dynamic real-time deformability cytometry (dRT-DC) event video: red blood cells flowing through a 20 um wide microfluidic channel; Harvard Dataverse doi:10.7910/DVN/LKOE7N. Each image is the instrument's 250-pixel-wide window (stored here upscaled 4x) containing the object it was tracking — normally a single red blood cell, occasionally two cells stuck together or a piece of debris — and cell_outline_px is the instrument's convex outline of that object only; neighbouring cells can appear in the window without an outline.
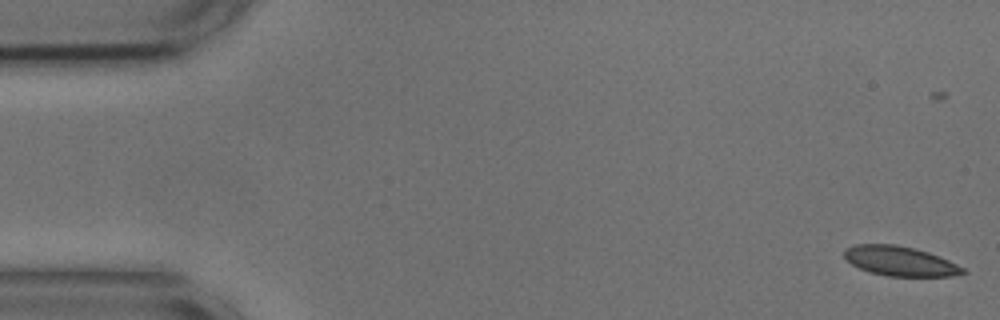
{"species": "common noctule bat (a hibernating species)", "species_latin": "Nyctalus noctula", "temperature_condition": "cold", "stored_images_in_passage": 56, "camera_frame_rate_fps": 3000, "um_per_image_px": 0.085, "animal": {"sex": "male", "body_mass_g": 17.9, "forearm_length_mm": 54.2}, "frame": {"image": 1, "passage_image": 2, "time_ms": 0.333, "image_size_px": [1000, 320], "cell_outline_px": [[968, 272], [952, 276], [888, 276], [872, 272], [860, 268], [852, 264], [844, 256], [844, 248], [856, 244], [896, 244], [928, 252], [948, 260], [964, 268]], "centroid_in_image_um": [76.5, 22.19], "position_along_channel_um": 8.5, "area_um2": 20.29}}
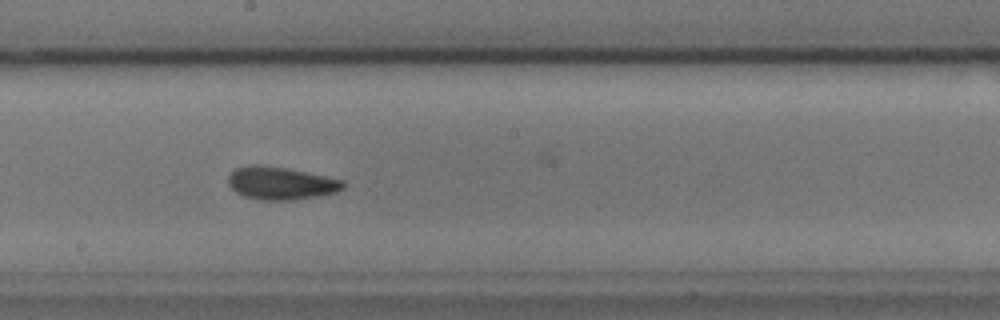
{"frame": {"image": 2, "passage_image": 30, "time_ms": 9.667, "image_size_px": [1000, 320], "cell_outline_px": [[348, 184], [344, 188], [336, 192], [320, 196], [292, 200], [260, 200], [244, 196], [236, 192], [228, 184], [228, 176], [236, 168], [248, 164], [260, 164], [288, 168], [344, 180]], "centroid_in_image_um": [23.89, 15.56], "position_along_channel_um": 224.3, "area_um2": 22.25}}
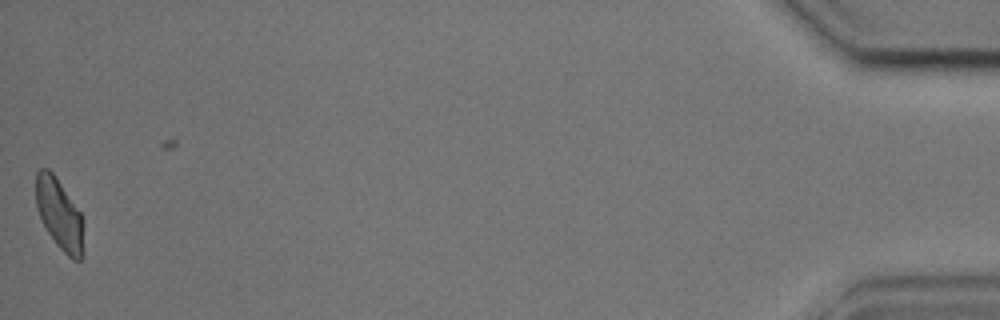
{"frame": {"image": 3, "passage_image": 55, "time_ms": 18.0, "image_size_px": [1000, 320], "cell_outline_px": [[84, 256], [80, 260], [72, 260], [56, 244], [48, 232], [40, 216], [36, 204], [36, 172], [40, 168], [48, 168], [52, 172], [80, 212], [84, 224]], "centroid_in_image_um": [5.08, 18.25], "position_along_channel_um": 430.1, "area_um2": 19.71}, "authors_computed_cell_mechanics": {"area_um2": 20.7213, "velocity_mm_per_s": 3.6424, "shape_relaxation_time_tau1_ms": 6.0066, "shape_relaxation_time_tau2_ms": 3.664, "deformation_change_tau1": 0.108, "deformation_change_tau2": 0.078}}